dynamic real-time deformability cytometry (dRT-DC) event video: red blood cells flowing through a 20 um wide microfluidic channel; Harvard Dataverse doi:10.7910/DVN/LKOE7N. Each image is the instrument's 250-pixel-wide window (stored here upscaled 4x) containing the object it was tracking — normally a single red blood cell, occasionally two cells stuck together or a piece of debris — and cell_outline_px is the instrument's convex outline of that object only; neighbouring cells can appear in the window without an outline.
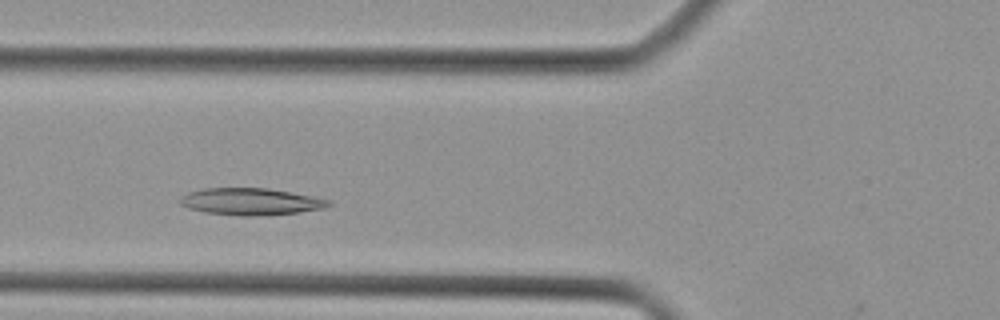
{"species": "Egyptian fruit bat (a non-hibernating species)", "species_latin": "Rousettus aegyptiacus", "temperature_condition": "cold", "stored_images_in_passage": 35, "camera_frame_rate_fps": 3000, "um_per_image_px": 0.085, "animal": {"sex": "female"}, "frame": {"image": 1, "passage_image": 8, "time_ms": 2.333, "image_size_px": [1000, 320], "cell_outline_px": [[332, 204], [324, 208], [300, 212], [264, 216], [240, 216], [204, 212], [188, 208], [180, 204], [180, 196], [188, 192], [204, 188], [268, 188], [312, 196], [332, 200]], "centroid_in_image_um": [21.32, 17.14], "position_along_channel_um": 104.5, "area_um2": 23.52}}
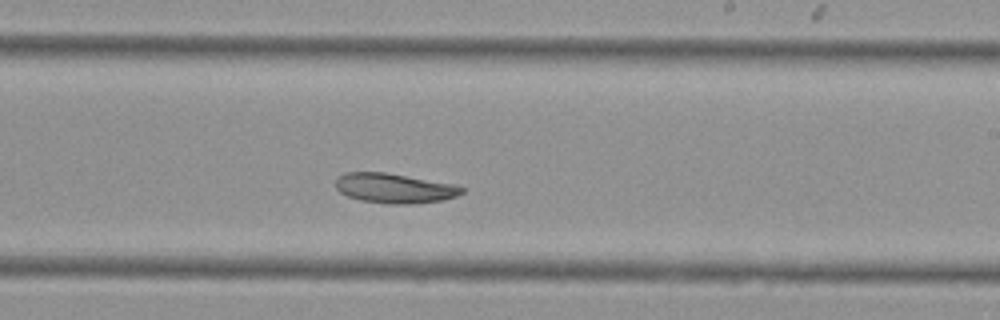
{"frame": {"image": 2, "passage_image": 18, "time_ms": 5.667, "image_size_px": [1000, 320], "cell_outline_px": [[464, 192], [456, 196], [444, 200], [416, 204], [392, 204], [360, 200], [348, 196], [340, 192], [336, 188], [336, 180], [344, 172], [384, 172], [452, 184], [464, 188]], "centroid_in_image_um": [33.52, 16.01], "position_along_channel_um": 255.5, "area_um2": 21.73}}
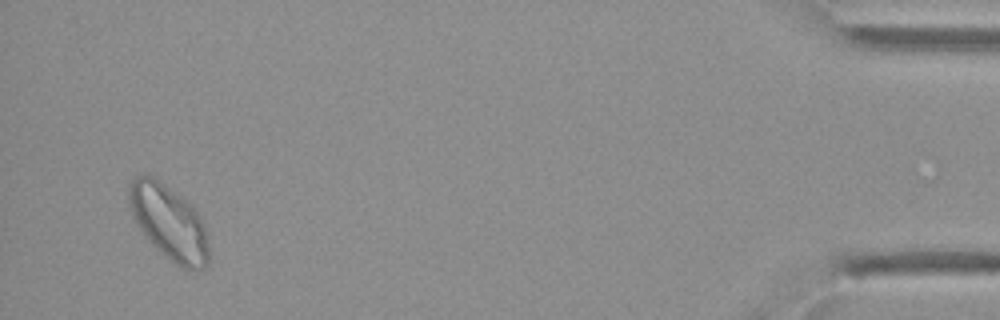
{"frame": {"image": 3, "passage_image": 34, "time_ms": 11.0, "image_size_px": [1000, 320], "cell_outline_px": [[208, 264], [204, 268], [196, 272], [184, 268], [176, 264], [164, 256], [140, 232], [132, 216], [128, 204], [128, 184], [136, 176], [144, 172], [152, 176], [188, 200], [196, 208], [204, 224], [208, 236]], "centroid_in_image_um": [14.35, 18.89], "position_along_channel_um": 420.9, "area_um2": 35.6}}